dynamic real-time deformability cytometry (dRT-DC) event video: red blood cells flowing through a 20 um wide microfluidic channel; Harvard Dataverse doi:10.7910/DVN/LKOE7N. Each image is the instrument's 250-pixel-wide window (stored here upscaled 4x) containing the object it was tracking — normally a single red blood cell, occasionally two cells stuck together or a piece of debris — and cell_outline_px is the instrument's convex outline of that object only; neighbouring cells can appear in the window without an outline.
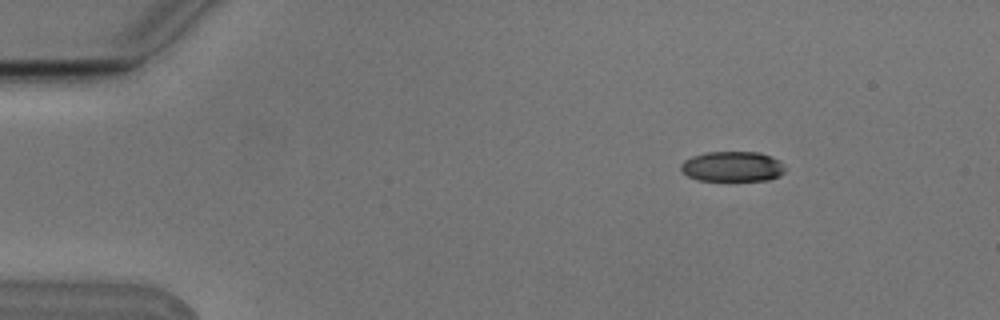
{"species": "Egyptian fruit bat (a non-hibernating species)", "species_latin": "Rousettus aegyptiacus", "temperature_condition": "cold", "stored_images_in_passage": 5, "camera_frame_rate_fps": 3000, "um_per_image_px": 0.085, "animal": {"sex": "male"}, "frame": {"image": 1, "passage_image": 2, "time_ms": 0.333, "image_size_px": [1000, 320], "cell_outline_px": [[784, 172], [780, 176], [768, 180], [696, 180], [680, 172], [680, 164], [684, 160], [692, 156], [708, 152], [760, 152], [772, 156], [784, 168]], "centroid_in_image_um": [62.2, 14.15], "position_along_channel_um": 22.8, "area_um2": 18.32}}
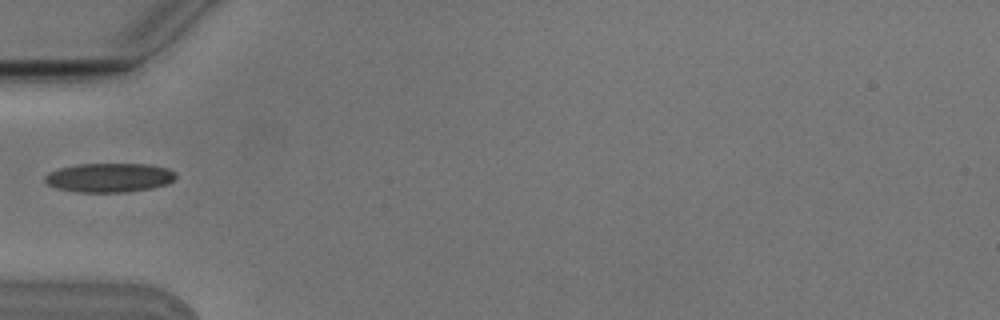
{"frame": {"image": 2, "passage_image": 5, "time_ms": 1.333, "image_size_px": [1000, 320], "cell_outline_px": [[176, 176], [168, 184], [152, 188], [128, 192], [76, 192], [56, 188], [48, 184], [44, 180], [44, 176], [48, 172], [60, 168], [76, 164], [148, 164], [168, 168]], "centroid_in_image_um": [9.26, 15.1], "position_along_channel_um": 75.7, "area_um2": 22.25}}